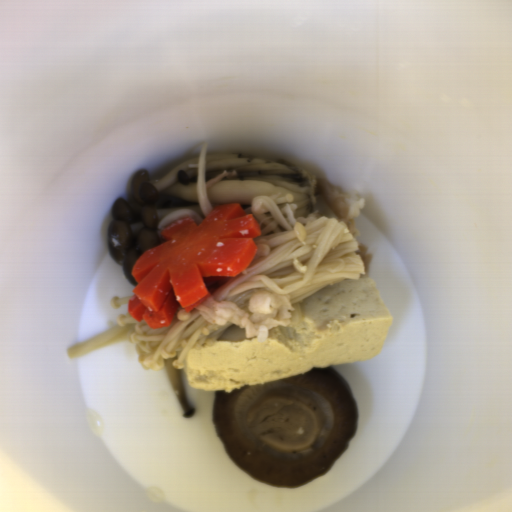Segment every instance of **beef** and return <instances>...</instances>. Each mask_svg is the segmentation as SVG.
Masks as SVG:
<instances>
[{"instance_id":"33117281","label":"beef","mask_w":512,"mask_h":512,"mask_svg":"<svg viewBox=\"0 0 512 512\" xmlns=\"http://www.w3.org/2000/svg\"><path fill=\"white\" fill-rule=\"evenodd\" d=\"M195 308L209 322L218 326L233 323L244 328L246 337L261 343L268 341L272 328L288 326L294 311L289 298L262 291L254 294L246 309L230 301H217L211 295Z\"/></svg>"},{"instance_id":"835553da","label":"beef","mask_w":512,"mask_h":512,"mask_svg":"<svg viewBox=\"0 0 512 512\" xmlns=\"http://www.w3.org/2000/svg\"><path fill=\"white\" fill-rule=\"evenodd\" d=\"M314 179V196L319 214L336 218L343 223L355 239L357 253L364 262L365 275L361 277L370 279L373 254L370 253L368 246L359 241L362 234L356 227V219L361 216V210L366 206L365 200L360 198L357 193L344 190L326 179L316 177Z\"/></svg>"}]
</instances>
